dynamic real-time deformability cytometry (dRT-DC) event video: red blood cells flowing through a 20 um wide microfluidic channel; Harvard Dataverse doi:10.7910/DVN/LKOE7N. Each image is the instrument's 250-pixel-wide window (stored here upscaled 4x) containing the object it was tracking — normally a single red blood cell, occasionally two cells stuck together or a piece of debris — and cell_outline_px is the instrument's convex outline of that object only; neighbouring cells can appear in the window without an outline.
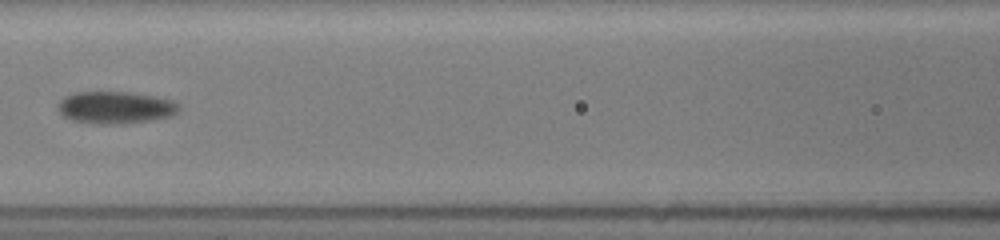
{"species": "common noctule bat (a hibernating species)", "species_latin": "Nyctalus noctula", "temperature_condition": "room temperature", "stored_images_in_passage": 11, "camera_frame_rate_fps": 3000, "um_per_image_px": 0.085, "animal": {"sex": "female", "body_mass_g": 19.5, "forearm_length_mm": 54.1}, "frame": {"image": 1, "passage_image": 5, "time_ms": 2.0, "image_size_px": [1000, 240], "cell_outline_px": [[180, 108], [172, 116], [152, 120], [124, 124], [96, 124], [72, 120], [64, 116], [60, 112], [60, 100], [64, 96], [76, 92], [128, 92], [152, 96], [172, 100], [180, 104]], "centroid_in_image_um": [9.84, 9.15], "position_along_channel_um": 156.8, "area_um2": 22.66}}
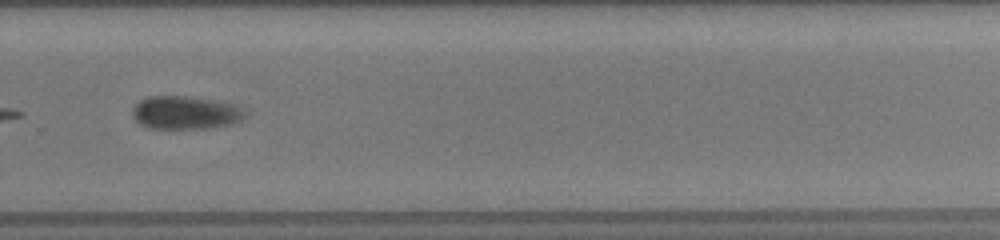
{"frame": {"image": 2, "passage_image": 10, "time_ms": 6.0, "image_size_px": [1000, 240], "cell_outline_px": [[244, 116], [240, 120], [232, 124], [212, 128], [148, 128], [140, 124], [132, 116], [132, 108], [140, 100], [148, 96], [180, 96], [212, 100], [236, 104], [244, 108]], "centroid_in_image_um": [15.75, 9.58], "position_along_channel_um": 314.1, "area_um2": 21.73}}